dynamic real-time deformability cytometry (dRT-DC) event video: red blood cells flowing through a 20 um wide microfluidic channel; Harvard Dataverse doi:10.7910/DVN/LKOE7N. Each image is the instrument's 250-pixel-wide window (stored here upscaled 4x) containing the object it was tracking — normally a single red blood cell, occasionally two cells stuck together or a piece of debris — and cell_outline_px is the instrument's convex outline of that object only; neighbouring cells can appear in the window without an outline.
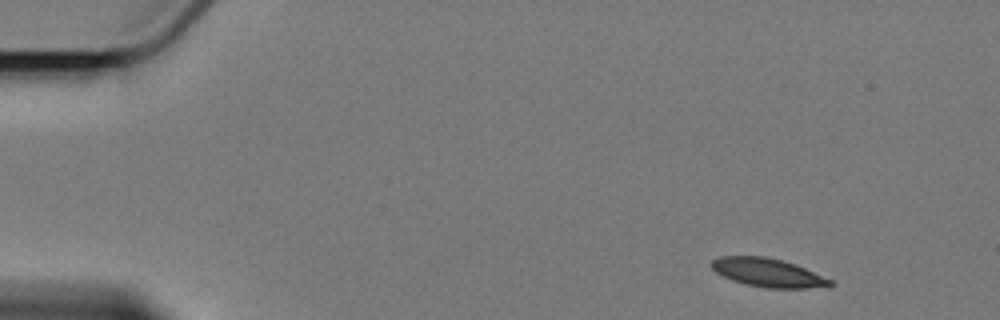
{"species": "Egyptian fruit bat (a non-hibernating species)", "species_latin": "Rousettus aegyptiacus", "temperature_condition": "cold", "stored_images_in_passage": 5, "camera_frame_rate_fps": 3000, "um_per_image_px": 0.085, "animal": {"sex": "female"}, "frame": {"image": 1, "passage_image": 1, "time_ms": 0.0, "image_size_px": [1000, 320], "cell_outline_px": [[836, 284], [828, 288], [764, 288], [744, 284], [732, 280], [716, 272], [712, 268], [712, 260], [720, 256], [764, 256], [796, 264], [832, 280]], "centroid_in_image_um": [65.33, 23.19], "position_along_channel_um": 19.7, "area_um2": 19.88}}
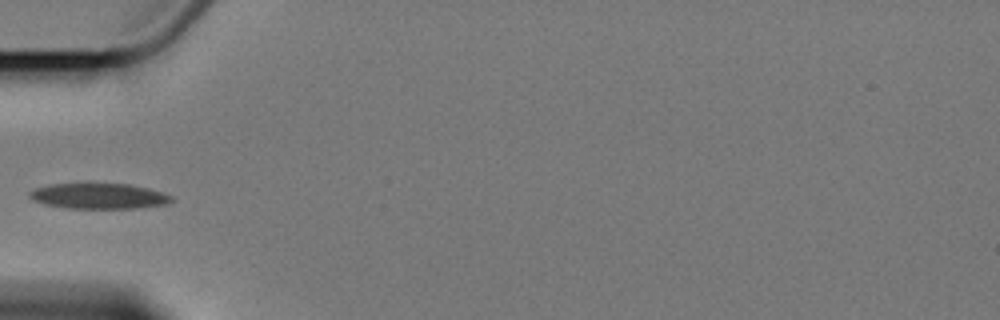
{"frame": {"image": 2, "passage_image": 5, "time_ms": 4.667, "image_size_px": [1000, 320], "cell_outline_px": [[176, 200], [168, 204], [140, 208], [64, 208], [44, 204], [32, 200], [28, 196], [28, 192], [36, 188], [52, 184], [88, 180], [128, 184], [148, 188], [164, 192], [172, 196]], "centroid_in_image_um": [8.4, 16.62], "position_along_channel_um": 76.6, "area_um2": 22.37}}